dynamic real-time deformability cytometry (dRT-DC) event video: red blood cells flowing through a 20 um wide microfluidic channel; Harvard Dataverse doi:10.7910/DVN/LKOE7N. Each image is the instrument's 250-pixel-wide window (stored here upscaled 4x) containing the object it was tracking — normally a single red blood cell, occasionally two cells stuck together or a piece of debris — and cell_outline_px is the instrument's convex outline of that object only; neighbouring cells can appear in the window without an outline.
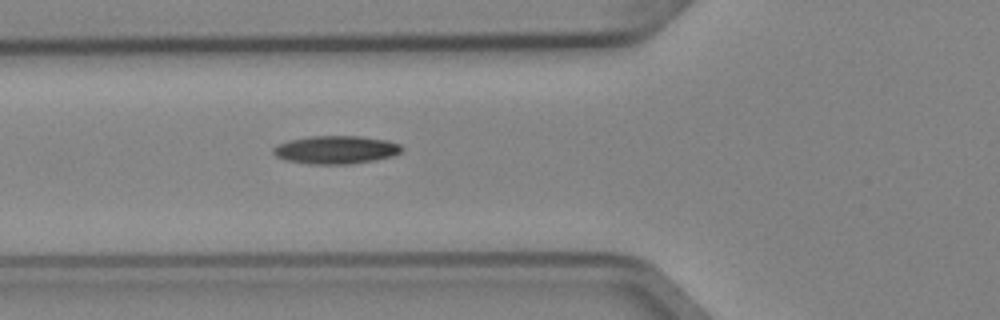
{"species": "Egyptian fruit bat (a non-hibernating species)", "species_latin": "Rousettus aegyptiacus", "temperature_condition": "cold", "stored_images_in_passage": 7, "camera_frame_rate_fps": 3000, "um_per_image_px": 0.085, "animal": {"sex": "female"}, "frame": {"image": 1, "passage_image": 7, "time_ms": 2.0, "image_size_px": [1000, 320], "cell_outline_px": [[404, 148], [400, 152], [392, 156], [376, 160], [348, 164], [308, 164], [284, 160], [276, 156], [272, 152], [272, 148], [276, 144], [288, 140], [312, 136], [360, 136], [388, 140], [400, 144]], "centroid_in_image_um": [28.53, 12.73], "position_along_channel_um": 97.3, "area_um2": 21.27}}